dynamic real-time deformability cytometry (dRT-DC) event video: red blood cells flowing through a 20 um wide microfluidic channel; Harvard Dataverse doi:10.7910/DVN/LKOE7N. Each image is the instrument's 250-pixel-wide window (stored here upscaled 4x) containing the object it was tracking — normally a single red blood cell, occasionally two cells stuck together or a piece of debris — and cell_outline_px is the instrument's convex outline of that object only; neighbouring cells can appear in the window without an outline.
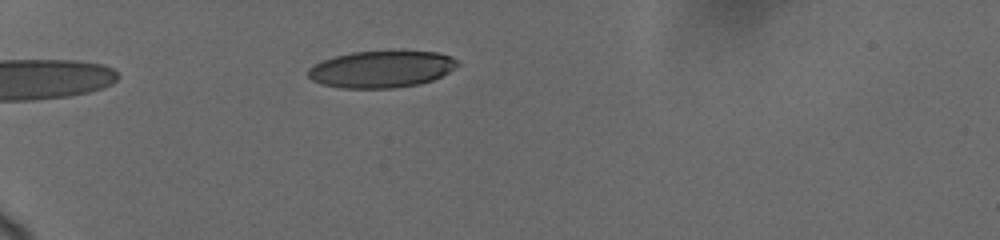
{"species": "human", "species_latin": "Homo sapiens", "temperature_condition": "cold", "stored_images_in_passage": 11, "camera_frame_rate_fps": 3000, "um_per_image_px": 0.085, "donor": {"sex": "female"}, "frame": {"image": 1, "passage_image": 5, "time_ms": 3.333, "image_size_px": [1000, 240], "cell_outline_px": [[460, 64], [448, 72], [432, 80], [416, 84], [396, 88], [340, 88], [320, 84], [312, 80], [308, 76], [308, 68], [324, 60], [336, 56], [352, 52], [436, 52], [448, 56], [456, 60]], "centroid_in_image_um": [32.38, 5.9], "position_along_channel_um": 52.6, "area_um2": 31.56}}
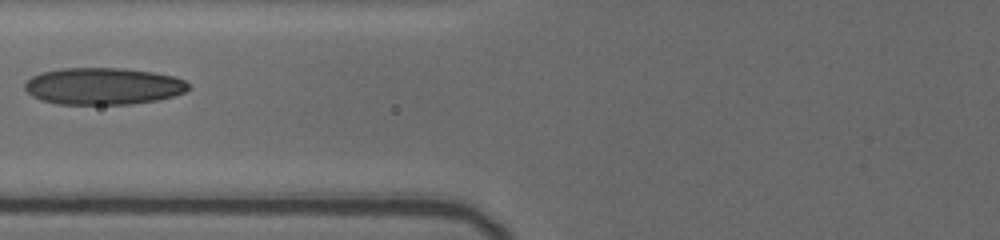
{"frame": {"image": 2, "passage_image": 8, "time_ms": 6.0, "image_size_px": [1000, 240], "cell_outline_px": [[192, 88], [184, 92], [172, 96], [156, 100], [132, 104], [56, 104], [40, 100], [32, 96], [24, 88], [24, 84], [32, 76], [40, 72], [60, 68], [124, 68], [152, 72], [172, 76], [184, 80]], "centroid_in_image_um": [8.74, 7.32], "position_along_channel_um": 117.1, "area_um2": 35.32}}
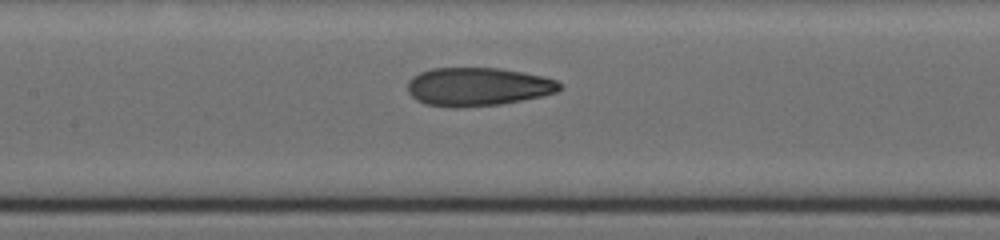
{"frame": {"image": 3, "passage_image": 10, "time_ms": 7.333, "image_size_px": [1000, 240], "cell_outline_px": [[564, 88], [556, 92], [540, 96], [500, 104], [456, 108], [452, 108], [424, 104], [416, 100], [408, 92], [408, 80], [412, 76], [420, 72], [432, 68], [500, 68], [524, 72], [544, 76], [556, 80], [564, 84]], "centroid_in_image_um": [40.62, 7.37], "position_along_channel_um": 166.8, "area_um2": 34.33}}